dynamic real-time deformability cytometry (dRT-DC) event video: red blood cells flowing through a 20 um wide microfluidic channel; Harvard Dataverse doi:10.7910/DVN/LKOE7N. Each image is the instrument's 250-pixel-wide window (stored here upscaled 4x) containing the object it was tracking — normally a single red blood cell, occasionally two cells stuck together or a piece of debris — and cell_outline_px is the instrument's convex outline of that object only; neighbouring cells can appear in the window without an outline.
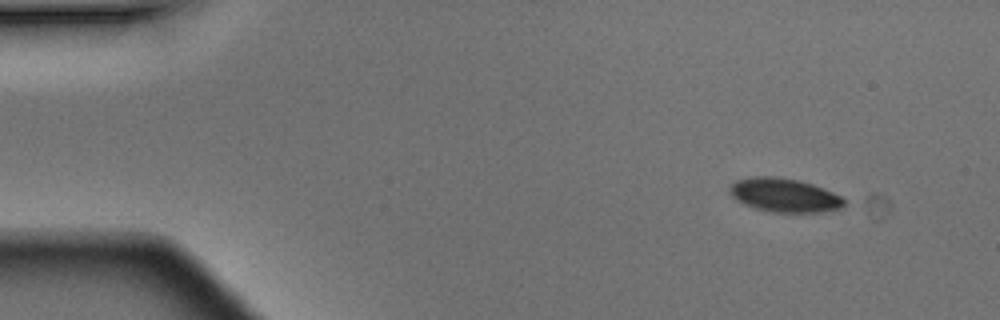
{"species": "Egyptian fruit bat (a non-hibernating species)", "species_latin": "Rousettus aegyptiacus", "temperature_condition": "warm", "stored_images_in_passage": 4, "camera_frame_rate_fps": 3000, "um_per_image_px": 0.085, "animal": {"sex": "male"}, "frame": {"image": 1, "passage_image": 1, "time_ms": 0.0, "image_size_px": [1000, 320], "cell_outline_px": [[844, 204], [840, 208], [820, 212], [776, 212], [756, 208], [744, 204], [736, 200], [728, 192], [728, 188], [736, 180], [756, 176], [776, 176], [800, 180], [812, 184], [832, 192], [840, 196], [844, 200]], "centroid_in_image_um": [66.63, 16.57], "position_along_channel_um": 18.4, "area_um2": 22.37}}
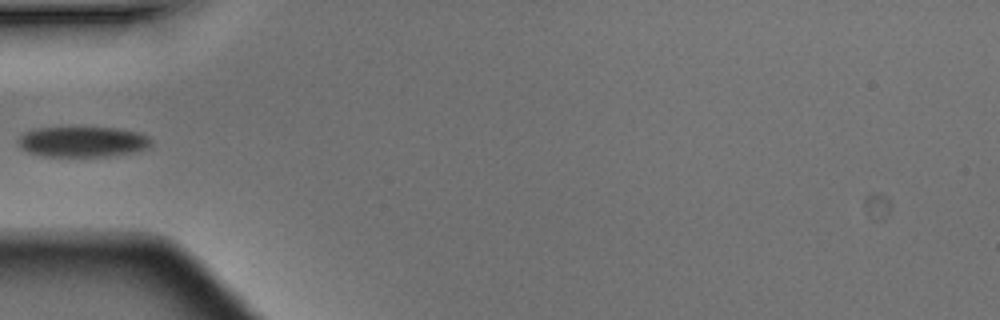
{"frame": {"image": 2, "passage_image": 4, "time_ms": 1.0, "image_size_px": [1000, 320], "cell_outline_px": [[152, 140], [148, 148], [128, 152], [104, 156], [48, 156], [28, 152], [20, 144], [20, 136], [24, 132], [36, 128], [116, 128], [140, 132], [148, 136]], "centroid_in_image_um": [7.05, 12.03], "position_along_channel_um": 77.9, "area_um2": 23.06}}